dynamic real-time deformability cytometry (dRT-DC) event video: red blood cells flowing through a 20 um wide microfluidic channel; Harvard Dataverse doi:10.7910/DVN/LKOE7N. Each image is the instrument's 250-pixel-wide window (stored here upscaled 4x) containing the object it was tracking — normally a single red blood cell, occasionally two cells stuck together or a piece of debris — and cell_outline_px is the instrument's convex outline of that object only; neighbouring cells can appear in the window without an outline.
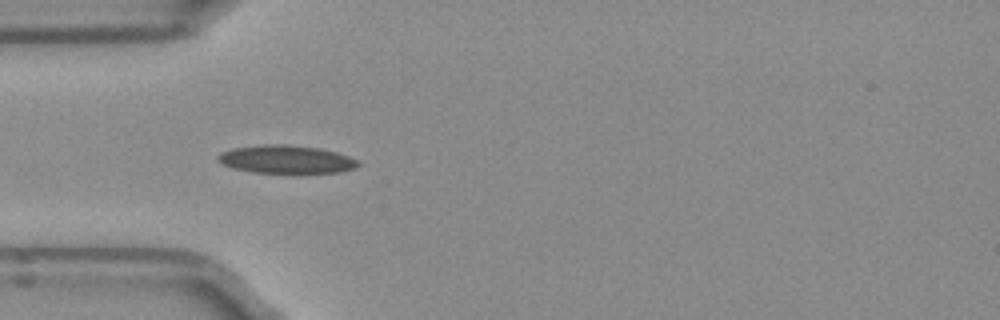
{"species": "Egyptian fruit bat (a non-hibernating species)", "species_latin": "Rousettus aegyptiacus", "temperature_condition": "room temperature", "stored_images_in_passage": 43, "camera_frame_rate_fps": 3000, "um_per_image_px": 0.085, "frame": {"image": 1, "passage_image": 7, "time_ms": 2.0, "image_size_px": [1000, 320], "cell_outline_px": [[360, 164], [352, 168], [340, 172], [256, 172], [232, 168], [224, 164], [216, 156], [220, 152], [232, 148], [264, 144], [284, 144], [320, 148], [336, 152], [348, 156], [356, 160]], "centroid_in_image_um": [24.29, 13.52], "position_along_channel_um": 60.7, "area_um2": 22.54}}
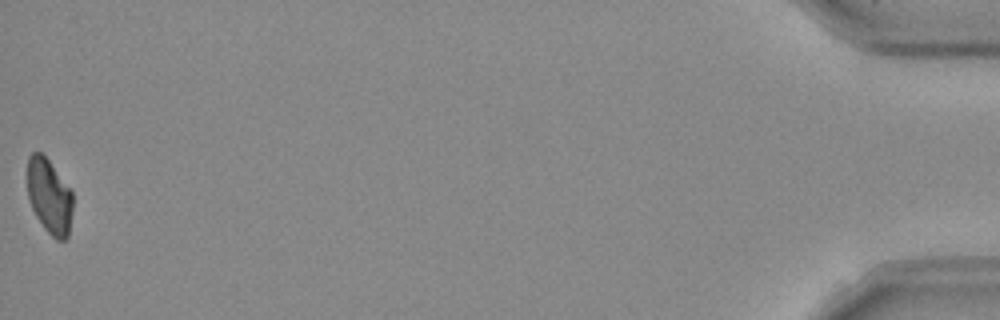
{"frame": {"image": 2, "passage_image": 43, "time_ms": 14.0, "image_size_px": [1000, 320], "cell_outline_px": [[72, 212], [68, 236], [64, 240], [56, 240], [44, 228], [36, 216], [32, 208], [28, 196], [28, 156], [32, 152], [40, 152], [48, 160], [72, 192]], "centroid_in_image_um": [4.19, 16.71], "position_along_channel_um": 431.0, "area_um2": 19.54}, "authors_computed_cell_mechanics": {"area_um2": 21.9062, "velocity_mm_per_s": 3.9596, "shape_relaxation_time_tau1_ms": null, "shape_relaxation_time_tau2_ms": 4.4974, "deformation_change_tau1": null, "deformation_change_tau2": 0.1002}}